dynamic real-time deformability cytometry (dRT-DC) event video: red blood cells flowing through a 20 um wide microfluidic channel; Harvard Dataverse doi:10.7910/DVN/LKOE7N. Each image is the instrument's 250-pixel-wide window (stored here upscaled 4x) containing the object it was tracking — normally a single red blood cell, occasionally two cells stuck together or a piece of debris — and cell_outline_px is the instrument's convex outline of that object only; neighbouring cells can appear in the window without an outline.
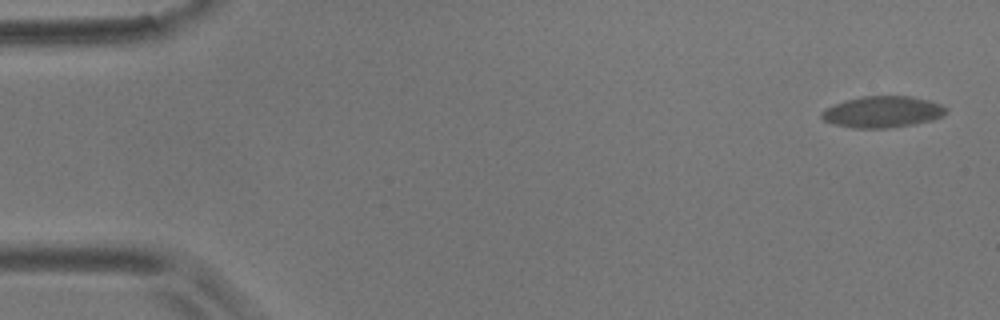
{"species": "common noctule bat (a hibernating species)", "species_latin": "Nyctalus noctula", "temperature_condition": "room temperature", "stored_images_in_passage": 7, "camera_frame_rate_fps": 3000, "um_per_image_px": 0.085, "animal": {"sex": "male", "body_mass_g": 17.9}, "frame": {"image": 1, "passage_image": 1, "time_ms": 0.0, "image_size_px": [1000, 320], "cell_outline_px": [[948, 112], [944, 116], [932, 120], [912, 124], [888, 128], [852, 128], [836, 124], [824, 120], [820, 116], [820, 112], [836, 104], [860, 96], [912, 96], [928, 100], [940, 104], [948, 108]], "centroid_in_image_um": [75.06, 9.51], "position_along_channel_um": 9.9, "area_um2": 22.66}}
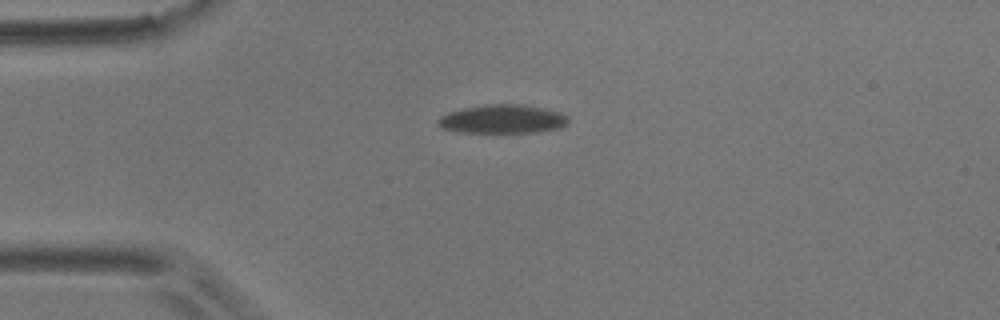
{"frame": {"image": 2, "passage_image": 5, "time_ms": 1.333, "image_size_px": [1000, 320], "cell_outline_px": [[568, 124], [560, 128], [536, 132], [460, 132], [440, 128], [436, 124], [436, 120], [440, 116], [448, 112], [464, 108], [484, 104], [520, 104], [560, 112], [568, 116]], "centroid_in_image_um": [42.68, 10.12], "position_along_channel_um": 42.3, "area_um2": 21.85}}
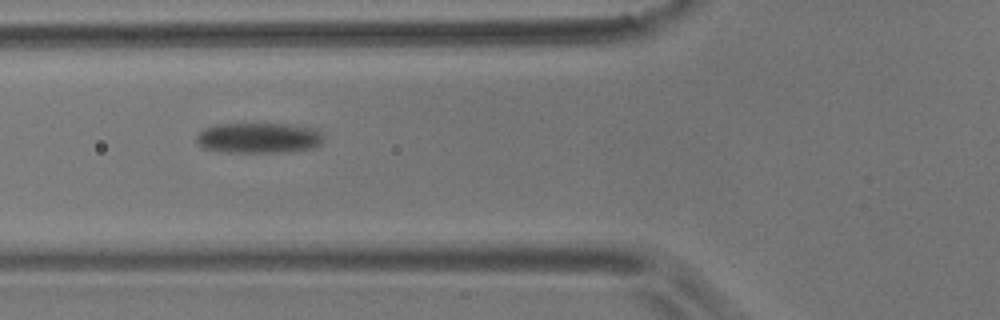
{"frame": {"image": 3, "passage_image": 7, "time_ms": 2.0, "image_size_px": [1000, 320], "cell_outline_px": [[324, 140], [320, 144], [312, 148], [288, 152], [224, 152], [204, 148], [196, 140], [196, 136], [204, 128], [216, 124], [288, 124], [312, 128], [320, 132], [324, 136]], "centroid_in_image_um": [22.0, 11.72], "position_along_channel_um": 103.8, "area_um2": 22.54}}